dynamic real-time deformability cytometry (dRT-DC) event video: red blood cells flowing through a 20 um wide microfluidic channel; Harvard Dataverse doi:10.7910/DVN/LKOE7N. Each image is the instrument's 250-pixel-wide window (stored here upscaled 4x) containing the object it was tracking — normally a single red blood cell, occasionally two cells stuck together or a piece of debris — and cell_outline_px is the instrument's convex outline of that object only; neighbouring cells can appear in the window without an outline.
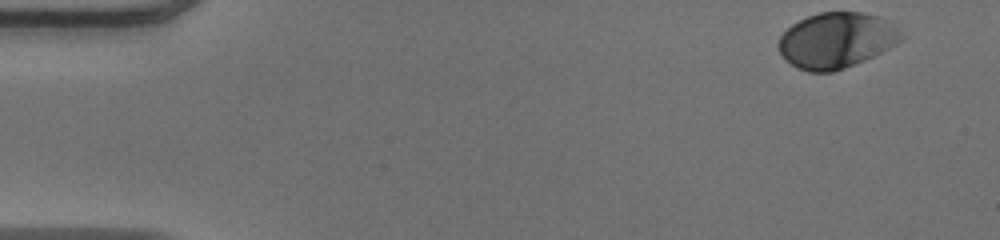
{"species": "human", "species_latin": "Homo sapiens", "temperature_condition": "warm", "stored_images_in_passage": 49, "camera_frame_rate_fps": 3000, "um_per_image_px": 0.085, "donor": {"sex": "male"}, "frame": {"image": 1, "passage_image": 1, "time_ms": 0.0, "image_size_px": [1000, 240], "cell_outline_px": [[908, 36], [904, 40], [864, 60], [844, 68], [832, 72], [808, 72], [796, 68], [784, 60], [776, 44], [780, 36], [792, 24], [808, 16], [820, 12], [860, 12], [880, 16], [888, 20]], "centroid_in_image_um": [71.1, 3.43], "position_along_channel_um": 13.9, "area_um2": 40.11}}
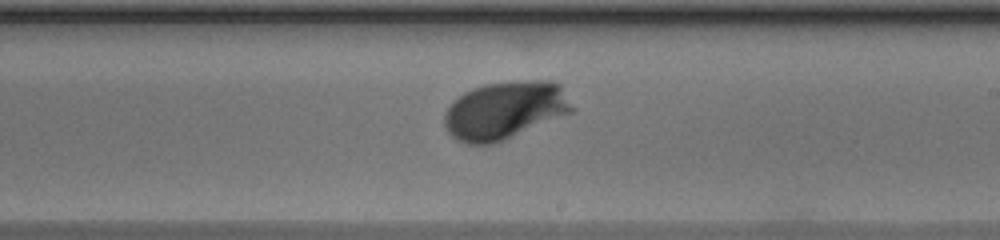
{"frame": {"image": 2, "passage_image": 28, "time_ms": 9.0, "image_size_px": [1000, 240], "cell_outline_px": [[576, 112], [504, 140], [492, 144], [468, 144], [452, 136], [448, 132], [444, 124], [444, 112], [452, 100], [464, 92], [472, 88], [484, 84], [512, 80], [552, 80], [560, 84], [576, 108]], "centroid_in_image_um": [42.97, 9.35], "position_along_channel_um": 246.0, "area_um2": 43.93}}
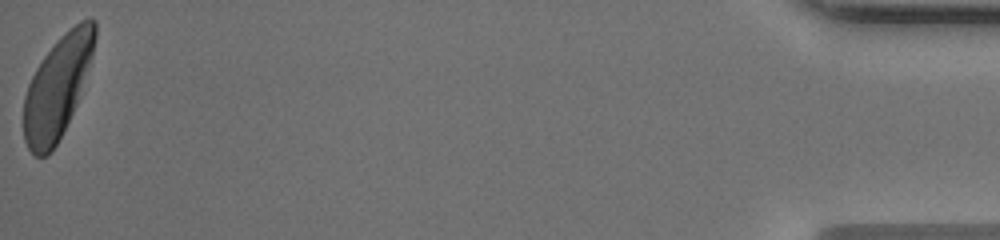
{"frame": {"image": 3, "passage_image": 49, "time_ms": 16.0, "image_size_px": [1000, 240], "cell_outline_px": [[96, 36], [92, 56], [76, 104], [52, 152], [44, 156], [36, 156], [28, 148], [24, 140], [24, 96], [28, 84], [36, 68], [44, 56], [60, 36], [80, 20], [92, 16], [96, 20]], "centroid_in_image_um": [4.88, 7.37], "position_along_channel_um": 430.3, "area_um2": 41.62}, "authors_computed_cell_mechanics": {"area_um2": 40.1132, "velocity_mm_per_s": 4.0004, "shape_relaxation_time_tau1_ms": 1.7869, "shape_relaxation_time_tau2_ms": null, "deformation_change_tau1": 0.1344, "deformation_change_tau2": null}}